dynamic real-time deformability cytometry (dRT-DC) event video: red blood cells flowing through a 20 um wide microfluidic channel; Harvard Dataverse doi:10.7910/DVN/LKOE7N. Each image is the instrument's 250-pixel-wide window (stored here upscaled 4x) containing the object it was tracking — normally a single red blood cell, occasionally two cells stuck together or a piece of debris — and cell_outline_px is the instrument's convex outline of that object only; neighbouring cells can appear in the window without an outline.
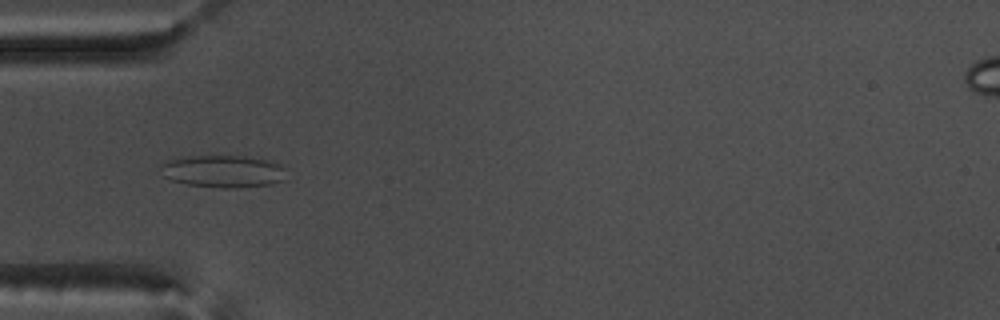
{"species": "common noctule bat (a hibernating species)", "species_latin": "Nyctalus noctula", "temperature_condition": "warm", "stored_images_in_passage": 38, "camera_frame_rate_fps": 3000, "um_per_image_px": 0.085, "animal": {"sex": "male", "body_mass_g": 17.5, "forearm_length_mm": 52.3}, "frame": {"image": 1, "passage_image": 1, "time_ms": 0.0, "image_size_px": [1000, 320], "cell_outline_px": [[284, 180], [272, 184], [236, 188], [220, 188], [188, 184], [172, 180], [164, 176], [160, 164], [168, 160], [184, 156], [236, 156], [268, 160], [280, 164], [284, 168]], "centroid_in_image_um": [18.96, 14.56], "position_along_channel_um": 66.0, "area_um2": 23.52}}
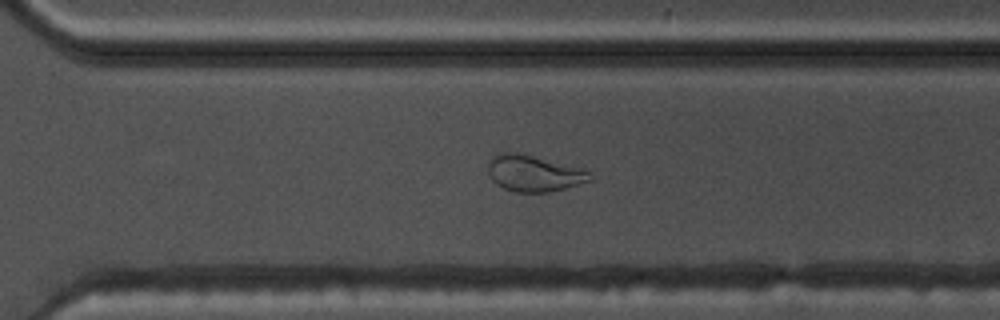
{"frame": {"image": 2, "passage_image": 22, "time_ms": 7.0, "image_size_px": [1000, 320], "cell_outline_px": [[592, 180], [564, 188], [548, 192], [516, 192], [504, 188], [496, 184], [492, 180], [488, 172], [488, 164], [492, 156], [500, 152], [516, 152], [588, 168], [592, 172]], "centroid_in_image_um": [45.42, 14.71], "position_along_channel_um": 325.2, "area_um2": 21.91}}
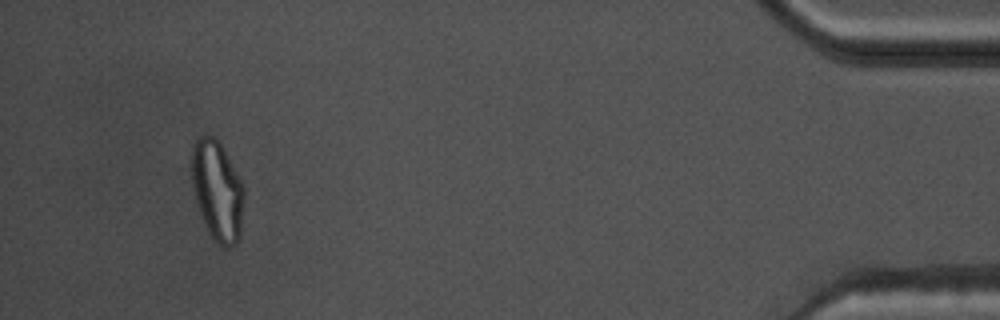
{"frame": {"image": 3, "passage_image": 35, "time_ms": 11.333, "image_size_px": [1000, 320], "cell_outline_px": [[244, 200], [240, 236], [236, 244], [228, 248], [224, 248], [212, 236], [200, 212], [196, 200], [192, 180], [192, 144], [196, 136], [204, 132], [212, 136], [220, 144], [240, 180], [244, 188]], "centroid_in_image_um": [18.47, 16.17], "position_along_channel_um": 416.7, "area_um2": 30.11}, "authors_computed_cell_mechanics": {"area_um2": 21.2126, "velocity_mm_per_s": 3.7199, "shape_relaxation_time_tau1_ms": null, "shape_relaxation_time_tau2_ms": 1.1938, "deformation_change_tau1": null, "deformation_change_tau2": 0.0727}}